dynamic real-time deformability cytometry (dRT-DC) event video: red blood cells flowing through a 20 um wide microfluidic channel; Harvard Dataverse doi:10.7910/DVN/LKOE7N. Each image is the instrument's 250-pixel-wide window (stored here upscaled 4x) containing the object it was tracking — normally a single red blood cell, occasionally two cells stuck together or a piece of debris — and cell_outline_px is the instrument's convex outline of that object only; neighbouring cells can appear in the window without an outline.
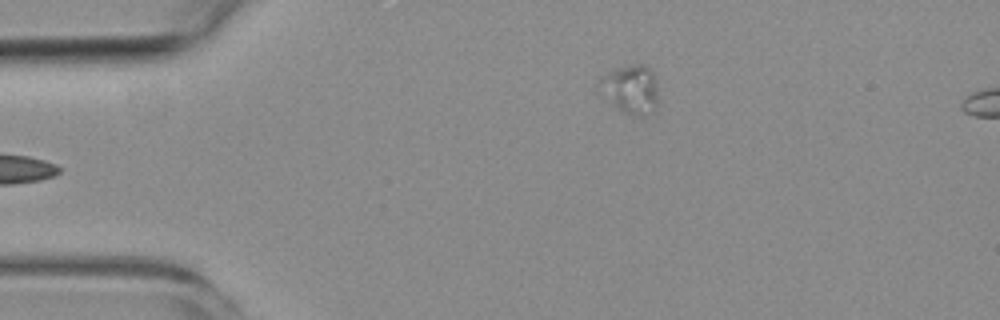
{"species": "common noctule bat (a hibernating species)", "species_latin": "Nyctalus noctula", "temperature_condition": "room temperature", "stored_images_in_passage": 5, "segment_of_instrument_passage": [2, 2], "camera_frame_rate_fps": 3000, "um_per_image_px": 0.085, "animal": {"sex": "female", "body_mass_g": 19.3, "forearm_length_mm": 54.1}, "frame": {"image": 1, "passage_image": 5, "time_ms": 5.667, "image_size_px": [1000, 320], "cell_outline_px": [[660, 100], [644, 116], [636, 116], [620, 112], [596, 92], [592, 88], [596, 80], [600, 76], [608, 72], [628, 64], [644, 64], [652, 72], [656, 80]], "centroid_in_image_um": [53.49, 7.58], "position_along_channel_um": 31.5, "area_um2": 17.74}}